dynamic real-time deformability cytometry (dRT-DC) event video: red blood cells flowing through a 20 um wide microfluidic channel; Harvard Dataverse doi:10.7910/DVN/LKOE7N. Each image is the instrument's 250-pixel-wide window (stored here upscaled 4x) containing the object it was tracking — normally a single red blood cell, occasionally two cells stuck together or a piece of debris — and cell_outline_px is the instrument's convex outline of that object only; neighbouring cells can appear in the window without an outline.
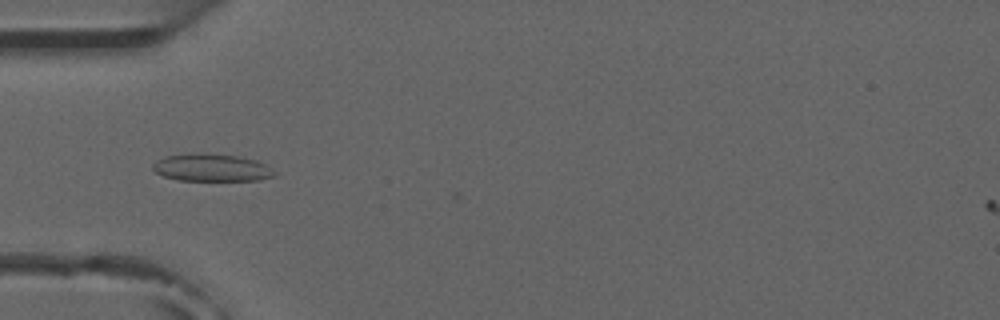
{"species": "common noctule bat (a hibernating species)", "species_latin": "Nyctalus noctula", "temperature_condition": "room temperature", "stored_images_in_passage": 6, "camera_frame_rate_fps": 3000, "um_per_image_px": 0.085, "animal": {"sex": "male", "forearm_length_mm": 52.5}, "frame": {"image": 1, "passage_image": 3, "time_ms": 2.333, "image_size_px": [1000, 320], "cell_outline_px": [[276, 176], [260, 180], [180, 180], [164, 176], [156, 172], [152, 168], [152, 164], [156, 160], [164, 156], [196, 152], [204, 152], [236, 156], [256, 160], [264, 164], [276, 172]], "centroid_in_image_um": [17.97, 14.23], "position_along_channel_um": 67.0, "area_um2": 19.59}}
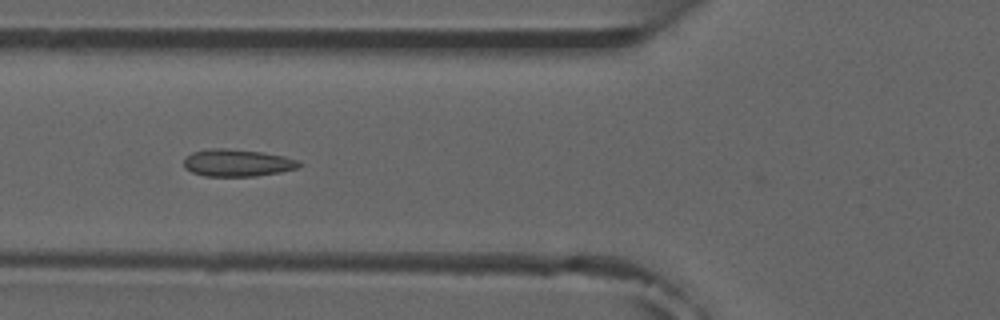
{"frame": {"image": 2, "passage_image": 4, "time_ms": 3.333, "image_size_px": [1000, 320], "cell_outline_px": [[304, 164], [296, 168], [280, 172], [256, 176], [204, 176], [192, 172], [184, 168], [184, 160], [192, 152], [208, 148], [224, 148], [264, 152], [284, 156], [296, 160]], "centroid_in_image_um": [20.16, 13.84], "position_along_channel_um": 105.6, "area_um2": 18.32}}
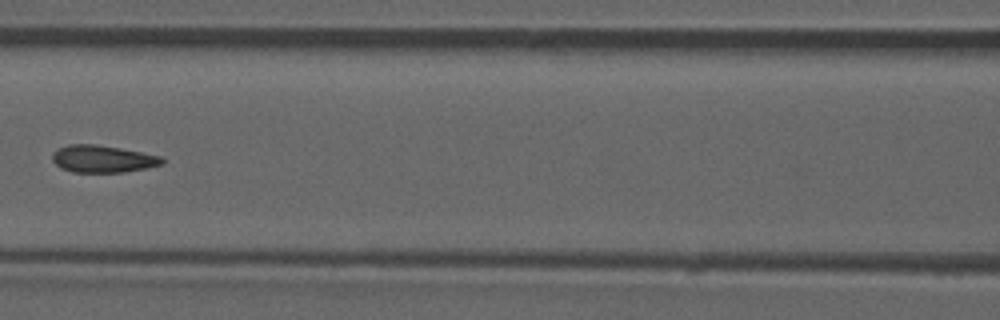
{"frame": {"image": 3, "passage_image": 5, "time_ms": 4.667, "image_size_px": [1000, 320], "cell_outline_px": [[164, 164], [124, 172], [72, 172], [60, 168], [52, 160], [52, 152], [56, 148], [68, 144], [96, 144], [120, 148], [160, 156], [164, 160]], "centroid_in_image_um": [8.67, 13.5], "position_along_channel_um": 157.9, "area_um2": 17.46}}